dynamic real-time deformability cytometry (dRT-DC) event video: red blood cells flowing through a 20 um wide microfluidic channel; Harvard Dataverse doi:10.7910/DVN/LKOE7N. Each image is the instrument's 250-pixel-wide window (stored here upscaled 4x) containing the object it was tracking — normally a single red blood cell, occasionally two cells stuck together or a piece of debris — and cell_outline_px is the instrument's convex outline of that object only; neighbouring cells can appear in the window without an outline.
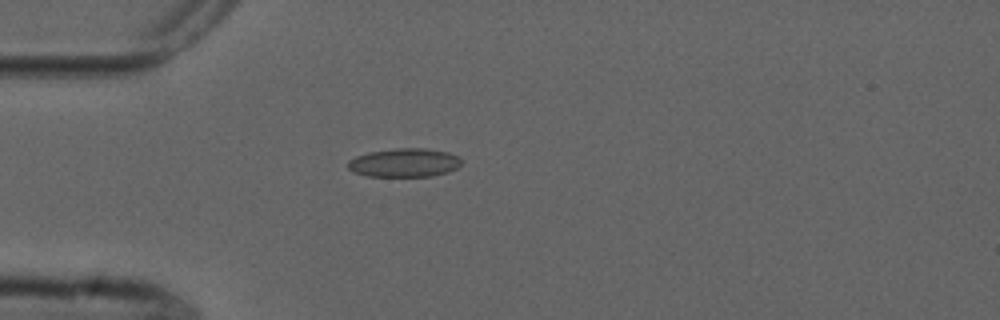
{"species": "common noctule bat (a hibernating species)", "species_latin": "Nyctalus noctula", "temperature_condition": "cold", "stored_images_in_passage": 2, "camera_frame_rate_fps": 3000, "um_per_image_px": 0.085, "animal": {"sex": "male", "forearm_length_mm": 52.5}, "frame": {"image": 1, "passage_image": 1, "time_ms": 0.0, "image_size_px": [1000, 320], "cell_outline_px": [[460, 164], [456, 168], [448, 172], [432, 176], [368, 176], [352, 172], [348, 168], [348, 160], [356, 156], [368, 152], [396, 148], [424, 148], [448, 152], [460, 156]], "centroid_in_image_um": [34.35, 13.82], "position_along_channel_um": 50.6, "area_um2": 19.02}}